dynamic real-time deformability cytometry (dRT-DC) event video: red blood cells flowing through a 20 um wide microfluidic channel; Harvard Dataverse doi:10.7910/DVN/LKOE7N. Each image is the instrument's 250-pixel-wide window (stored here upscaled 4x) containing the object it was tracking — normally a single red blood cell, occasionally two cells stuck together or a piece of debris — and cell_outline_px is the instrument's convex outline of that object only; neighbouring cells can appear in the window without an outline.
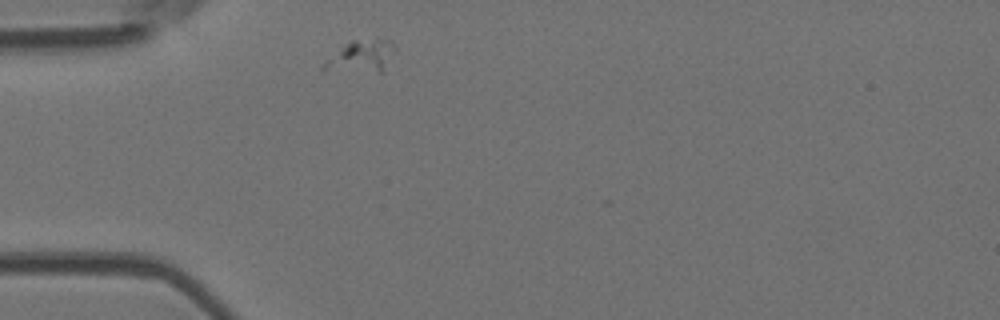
{"species": "Egyptian fruit bat (a non-hibernating species)", "species_latin": "Rousettus aegyptiacus", "temperature_condition": "room temperature", "stored_images_in_passage": 2, "camera_frame_rate_fps": 3000, "um_per_image_px": 0.085, "animal": {"sex": "female"}, "frame": {"image": 1, "passage_image": 1, "time_ms": 0.0, "image_size_px": [1000, 320], "cell_outline_px": [[392, 48], [384, 72], [380, 72], [320, 68], [328, 60], [352, 40], [388, 40], [392, 44]], "centroid_in_image_um": [30.75, 4.79], "position_along_channel_um": 54.3, "area_um2": 11.91}}